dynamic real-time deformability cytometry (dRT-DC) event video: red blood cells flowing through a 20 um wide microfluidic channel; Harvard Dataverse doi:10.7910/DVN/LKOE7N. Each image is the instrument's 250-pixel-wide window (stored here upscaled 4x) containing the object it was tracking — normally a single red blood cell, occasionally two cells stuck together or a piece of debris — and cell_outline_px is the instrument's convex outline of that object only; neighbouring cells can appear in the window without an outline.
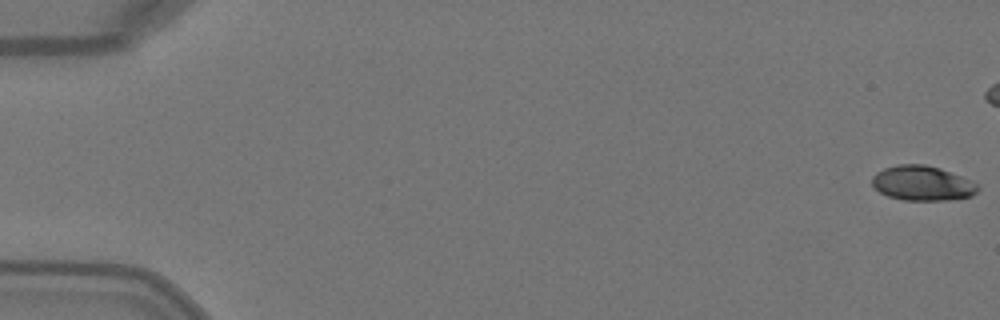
{"species": "Egyptian fruit bat (a non-hibernating species)", "species_latin": "Rousettus aegyptiacus", "temperature_condition": "warm", "stored_images_in_passage": 6, "camera_frame_rate_fps": 3000, "um_per_image_px": 0.085, "animal": {"sex": "female"}, "frame": {"image": 1, "passage_image": 1, "time_ms": 0.0, "image_size_px": [1000, 320], "cell_outline_px": [[980, 188], [972, 196], [948, 200], [904, 200], [888, 196], [880, 192], [872, 184], [872, 176], [876, 172], [884, 168], [896, 164], [924, 164], [940, 168], [972, 180], [980, 184]], "centroid_in_image_um": [78.42, 15.57], "position_along_channel_um": 6.6, "area_um2": 21.62}}
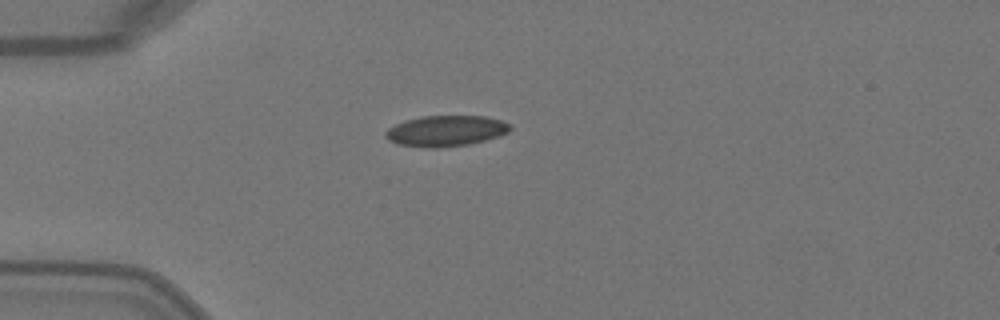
{"frame": {"image": 2, "passage_image": 6, "time_ms": 1.667, "image_size_px": [1000, 320], "cell_outline_px": [[512, 128], [508, 132], [500, 136], [468, 144], [440, 148], [420, 148], [396, 144], [388, 140], [384, 136], [384, 132], [388, 128], [404, 120], [424, 116], [484, 116], [500, 120], [508, 124]], "centroid_in_image_um": [37.84, 11.14], "position_along_channel_um": 47.2, "area_um2": 22.54}}